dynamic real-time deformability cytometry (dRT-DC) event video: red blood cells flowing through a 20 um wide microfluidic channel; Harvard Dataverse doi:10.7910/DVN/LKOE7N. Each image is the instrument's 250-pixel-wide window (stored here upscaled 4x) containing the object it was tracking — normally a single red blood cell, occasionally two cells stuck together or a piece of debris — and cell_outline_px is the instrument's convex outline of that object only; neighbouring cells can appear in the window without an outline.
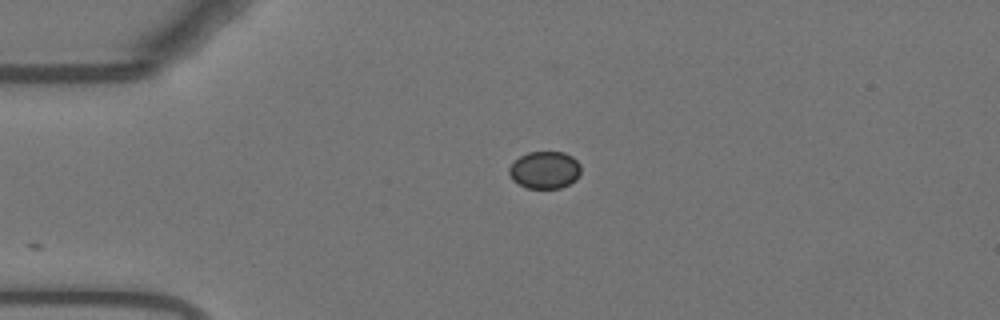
{"species": "Egyptian fruit bat (a non-hibernating species)", "species_latin": "Rousettus aegyptiacus", "temperature_condition": "warm", "stored_images_in_passage": 28, "camera_frame_rate_fps": 3000, "um_per_image_px": 0.085, "animal": {"sex": "female"}, "frame": {"image": 1, "passage_image": 1, "time_ms": 0.0, "image_size_px": [1000, 320], "cell_outline_px": [[580, 172], [576, 180], [560, 188], [528, 188], [512, 180], [508, 172], [508, 168], [520, 156], [528, 152], [564, 152], [572, 156], [580, 164]], "centroid_in_image_um": [46.3, 14.44], "position_along_channel_um": 38.7, "area_um2": 15.55}}
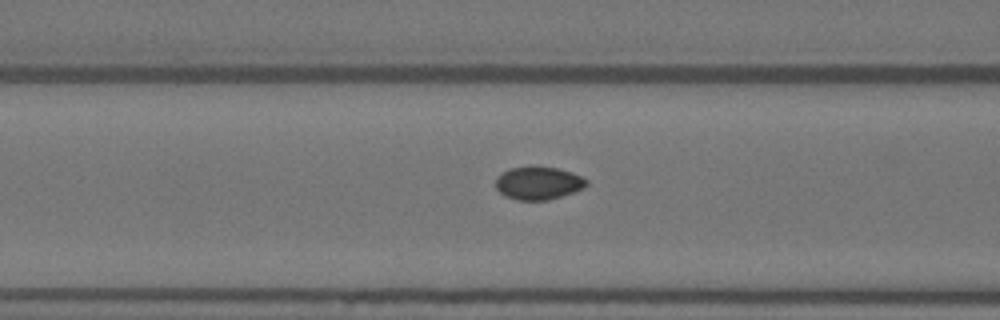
{"frame": {"image": 2, "passage_image": 10, "time_ms": 3.0, "image_size_px": [1000, 320], "cell_outline_px": [[588, 184], [584, 188], [548, 200], [516, 200], [504, 196], [496, 188], [496, 176], [508, 168], [560, 168], [572, 172], [588, 180]], "centroid_in_image_um": [45.75, 15.58], "position_along_channel_um": 120.9, "area_um2": 17.22}}
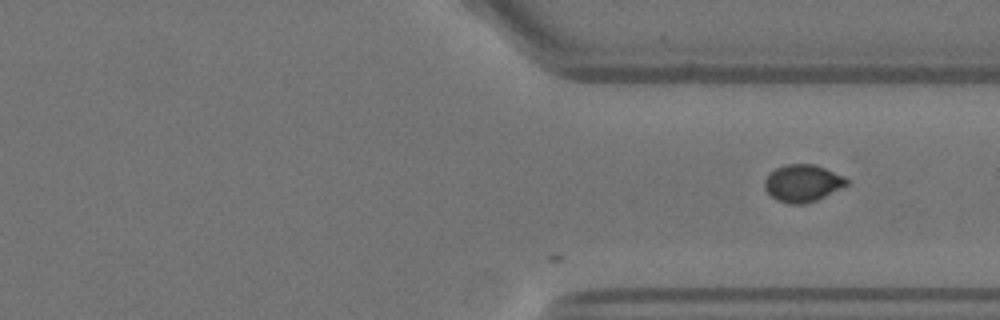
{"frame": {"image": 3, "passage_image": 28, "time_ms": 9.0, "image_size_px": [1000, 320], "cell_outline_px": [[848, 184], [816, 200], [804, 204], [792, 204], [776, 200], [764, 188], [764, 180], [768, 172], [776, 168], [788, 164], [812, 164], [824, 168], [844, 176], [848, 180]], "centroid_in_image_um": [68.18, 15.56], "position_along_channel_um": 343.2, "area_um2": 17.63}}